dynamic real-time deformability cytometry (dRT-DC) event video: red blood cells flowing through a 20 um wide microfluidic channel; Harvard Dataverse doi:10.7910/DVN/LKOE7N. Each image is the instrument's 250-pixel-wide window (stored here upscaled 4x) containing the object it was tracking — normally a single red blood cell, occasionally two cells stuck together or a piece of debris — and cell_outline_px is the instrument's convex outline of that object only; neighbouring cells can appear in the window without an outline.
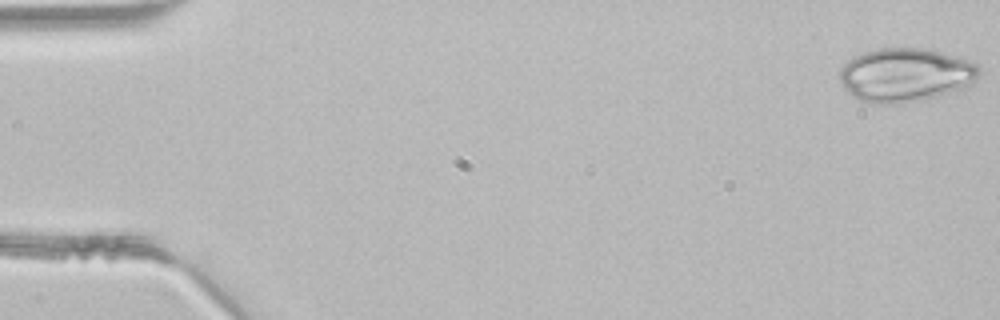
{"species": "common noctule bat (a hibernating species)", "species_latin": "Nyctalus noctula", "temperature_condition": "room temperature", "stored_images_in_passage": 44, "camera_frame_rate_fps": 3000, "um_per_image_px": 0.085, "animal": {"sex": "male", "body_mass_g": 21.5, "forearm_length_mm": 52.0}, "frame": {"image": 1, "passage_image": 1, "time_ms": 0.0, "image_size_px": [1000, 320], "cell_outline_px": [[980, 72], [976, 80], [968, 88], [920, 100], [900, 104], [872, 104], [860, 100], [852, 96], [840, 84], [836, 76], [840, 68], [848, 60], [864, 52], [876, 48], [924, 48], [964, 56], [976, 64], [980, 68]], "centroid_in_image_um": [76.97, 6.37], "position_along_channel_um": 8.0, "area_um2": 44.68}}
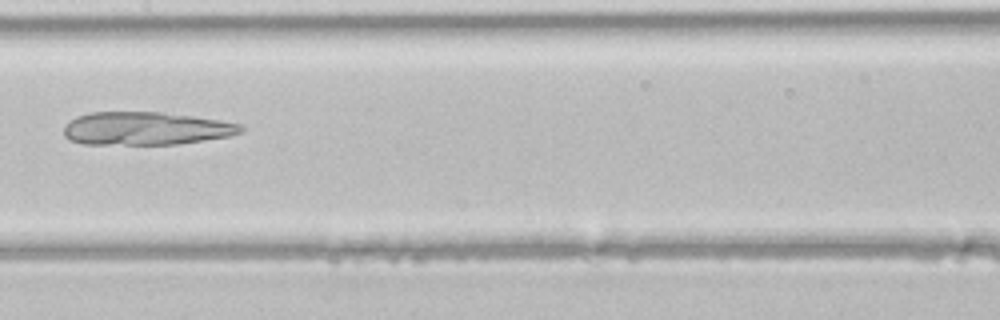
{"frame": {"image": 2, "passage_image": 23, "time_ms": 7.333, "image_size_px": [1000, 320], "cell_outline_px": [[244, 132], [228, 136], [176, 144], [84, 144], [72, 140], [64, 136], [64, 124], [68, 120], [76, 116], [92, 112], [160, 112], [192, 116], [220, 120], [244, 124]], "centroid_in_image_um": [12.39, 10.91], "position_along_channel_um": 195.0, "area_um2": 34.16}}
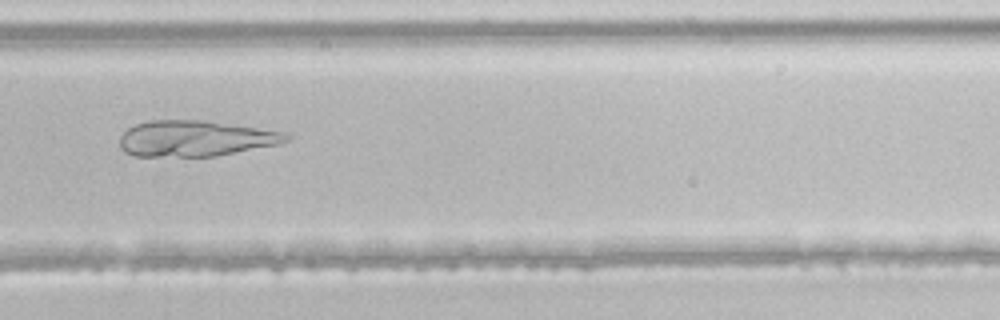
{"frame": {"image": 3, "passage_image": 31, "time_ms": 10.0, "image_size_px": [1000, 320], "cell_outline_px": [[288, 140], [280, 144], [216, 156], [132, 156], [124, 152], [120, 148], [120, 136], [128, 128], [136, 124], [148, 120], [204, 120], [256, 128], [280, 132], [288, 136]], "centroid_in_image_um": [16.53, 11.78], "position_along_channel_um": 313.3, "area_um2": 34.56}}